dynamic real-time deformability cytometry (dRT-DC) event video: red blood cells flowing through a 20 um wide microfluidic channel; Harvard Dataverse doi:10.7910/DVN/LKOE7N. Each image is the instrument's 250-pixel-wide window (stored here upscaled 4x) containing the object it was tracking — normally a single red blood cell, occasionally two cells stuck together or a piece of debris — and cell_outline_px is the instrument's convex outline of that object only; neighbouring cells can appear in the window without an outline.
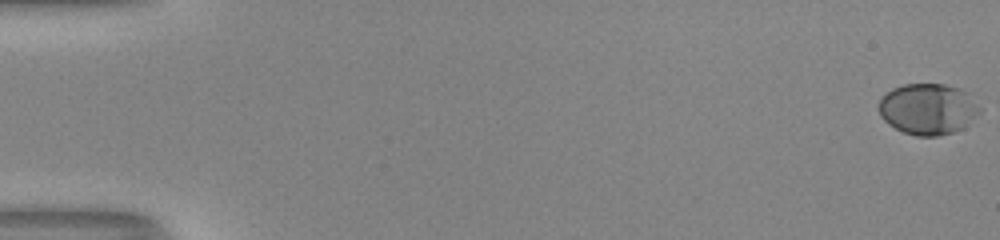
{"species": "human", "species_latin": "Homo sapiens", "temperature_condition": "room temperature", "stored_images_in_passage": 54, "camera_frame_rate_fps": 3000, "um_per_image_px": 0.085, "donor": {"sex": "male"}, "frame": {"image": 1, "passage_image": 1, "time_ms": 0.0, "image_size_px": [1000, 240], "cell_outline_px": [[980, 112], [964, 128], [952, 132], [936, 136], [916, 136], [904, 132], [888, 124], [880, 116], [880, 100], [892, 88], [904, 84], [944, 84], [960, 88], [968, 92], [980, 108]], "centroid_in_image_um": [78.9, 9.26], "position_along_channel_um": 6.1, "area_um2": 29.94}}
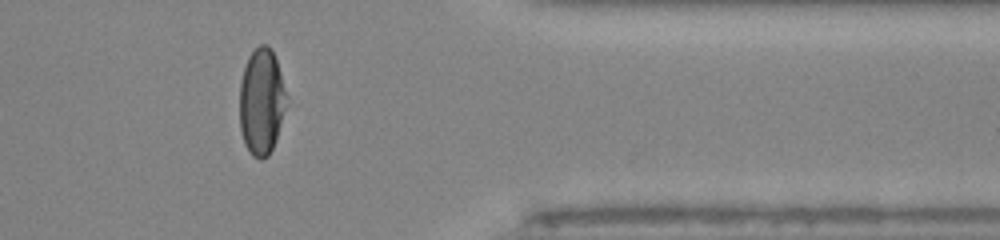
{"frame": {"image": 2, "passage_image": 45, "time_ms": 14.667, "image_size_px": [1000, 240], "cell_outline_px": [[288, 104], [276, 140], [268, 156], [260, 160], [252, 156], [244, 144], [240, 128], [240, 84], [244, 68], [248, 56], [260, 44], [268, 44], [272, 48], [288, 96]], "centroid_in_image_um": [22.25, 8.65], "position_along_channel_um": 389.1, "area_um2": 29.48}}
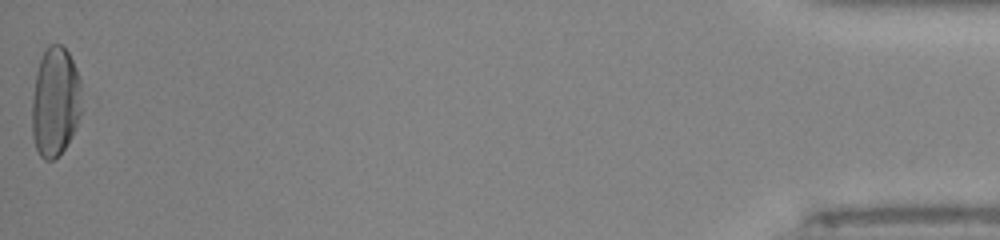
{"frame": {"image": 3, "passage_image": 54, "time_ms": 17.667, "image_size_px": [1000, 240], "cell_outline_px": [[84, 108], [76, 128], [72, 136], [64, 148], [52, 160], [44, 160], [40, 156], [36, 148], [32, 136], [32, 96], [36, 72], [40, 60], [48, 44], [60, 44], [68, 52], [76, 68], [80, 80]], "centroid_in_image_um": [4.72, 8.66], "position_along_channel_um": 430.5, "area_um2": 32.25}, "authors_computed_cell_mechanics": {"area_um2": 30.1427, "velocity_mm_per_s": 4.0735, "shape_relaxation_time_tau1_ms": 4.2024, "shape_relaxation_time_tau2_ms": null, "deformation_change_tau1": 0.2061, "deformation_change_tau2": null}}